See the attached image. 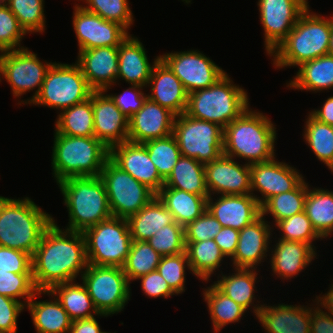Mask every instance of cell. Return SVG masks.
I'll return each mask as SVG.
<instances>
[{
    "instance_id": "d4e9b609",
    "label": "cell",
    "mask_w": 333,
    "mask_h": 333,
    "mask_svg": "<svg viewBox=\"0 0 333 333\" xmlns=\"http://www.w3.org/2000/svg\"><path fill=\"white\" fill-rule=\"evenodd\" d=\"M148 98L170 110L176 116L184 114L188 93L174 72L159 59L153 67L148 86Z\"/></svg>"
},
{
    "instance_id": "d6a6232c",
    "label": "cell",
    "mask_w": 333,
    "mask_h": 333,
    "mask_svg": "<svg viewBox=\"0 0 333 333\" xmlns=\"http://www.w3.org/2000/svg\"><path fill=\"white\" fill-rule=\"evenodd\" d=\"M172 213L176 223L185 227L207 210V198L184 190L162 187L156 194Z\"/></svg>"
},
{
    "instance_id": "d590c367",
    "label": "cell",
    "mask_w": 333,
    "mask_h": 333,
    "mask_svg": "<svg viewBox=\"0 0 333 333\" xmlns=\"http://www.w3.org/2000/svg\"><path fill=\"white\" fill-rule=\"evenodd\" d=\"M205 164L194 158L181 156L163 187H169L186 192L209 197L205 179Z\"/></svg>"
},
{
    "instance_id": "94428289",
    "label": "cell",
    "mask_w": 333,
    "mask_h": 333,
    "mask_svg": "<svg viewBox=\"0 0 333 333\" xmlns=\"http://www.w3.org/2000/svg\"><path fill=\"white\" fill-rule=\"evenodd\" d=\"M321 108H315L309 114L317 121L333 126V96L328 97Z\"/></svg>"
},
{
    "instance_id": "680465c9",
    "label": "cell",
    "mask_w": 333,
    "mask_h": 333,
    "mask_svg": "<svg viewBox=\"0 0 333 333\" xmlns=\"http://www.w3.org/2000/svg\"><path fill=\"white\" fill-rule=\"evenodd\" d=\"M239 239V230L231 227H222L220 232L215 236L214 240L219 246L221 252L226 258H231L237 248Z\"/></svg>"
},
{
    "instance_id": "91938a15",
    "label": "cell",
    "mask_w": 333,
    "mask_h": 333,
    "mask_svg": "<svg viewBox=\"0 0 333 333\" xmlns=\"http://www.w3.org/2000/svg\"><path fill=\"white\" fill-rule=\"evenodd\" d=\"M95 317L72 321L69 333H103Z\"/></svg>"
},
{
    "instance_id": "6125c7cd",
    "label": "cell",
    "mask_w": 333,
    "mask_h": 333,
    "mask_svg": "<svg viewBox=\"0 0 333 333\" xmlns=\"http://www.w3.org/2000/svg\"><path fill=\"white\" fill-rule=\"evenodd\" d=\"M314 300L317 306L333 316V283L329 286V289L325 294H320L319 296L316 295Z\"/></svg>"
},
{
    "instance_id": "7dc6e473",
    "label": "cell",
    "mask_w": 333,
    "mask_h": 333,
    "mask_svg": "<svg viewBox=\"0 0 333 333\" xmlns=\"http://www.w3.org/2000/svg\"><path fill=\"white\" fill-rule=\"evenodd\" d=\"M156 270L166 280L176 295L185 292L186 270H190L191 273L186 252L162 256Z\"/></svg>"
},
{
    "instance_id": "03108f58",
    "label": "cell",
    "mask_w": 333,
    "mask_h": 333,
    "mask_svg": "<svg viewBox=\"0 0 333 333\" xmlns=\"http://www.w3.org/2000/svg\"><path fill=\"white\" fill-rule=\"evenodd\" d=\"M7 3V0H0V5H4Z\"/></svg>"
},
{
    "instance_id": "11a10c76",
    "label": "cell",
    "mask_w": 333,
    "mask_h": 333,
    "mask_svg": "<svg viewBox=\"0 0 333 333\" xmlns=\"http://www.w3.org/2000/svg\"><path fill=\"white\" fill-rule=\"evenodd\" d=\"M25 309L23 302L0 295V333H17V319Z\"/></svg>"
},
{
    "instance_id": "30bf717a",
    "label": "cell",
    "mask_w": 333,
    "mask_h": 333,
    "mask_svg": "<svg viewBox=\"0 0 333 333\" xmlns=\"http://www.w3.org/2000/svg\"><path fill=\"white\" fill-rule=\"evenodd\" d=\"M80 279L99 313L118 314L132 296L122 267L88 264Z\"/></svg>"
},
{
    "instance_id": "ac0fdd59",
    "label": "cell",
    "mask_w": 333,
    "mask_h": 333,
    "mask_svg": "<svg viewBox=\"0 0 333 333\" xmlns=\"http://www.w3.org/2000/svg\"><path fill=\"white\" fill-rule=\"evenodd\" d=\"M244 163L242 165L225 154L212 162L205 163L209 196L251 194L250 164Z\"/></svg>"
},
{
    "instance_id": "1f68e13d",
    "label": "cell",
    "mask_w": 333,
    "mask_h": 333,
    "mask_svg": "<svg viewBox=\"0 0 333 333\" xmlns=\"http://www.w3.org/2000/svg\"><path fill=\"white\" fill-rule=\"evenodd\" d=\"M132 241H147L162 227L175 222L172 213L155 196L138 213L127 218Z\"/></svg>"
},
{
    "instance_id": "e575fe53",
    "label": "cell",
    "mask_w": 333,
    "mask_h": 333,
    "mask_svg": "<svg viewBox=\"0 0 333 333\" xmlns=\"http://www.w3.org/2000/svg\"><path fill=\"white\" fill-rule=\"evenodd\" d=\"M191 273L202 282H209L226 259L214 239L185 241Z\"/></svg>"
},
{
    "instance_id": "ba28073f",
    "label": "cell",
    "mask_w": 333,
    "mask_h": 333,
    "mask_svg": "<svg viewBox=\"0 0 333 333\" xmlns=\"http://www.w3.org/2000/svg\"><path fill=\"white\" fill-rule=\"evenodd\" d=\"M82 233L88 264L124 266L132 244L127 219L112 216Z\"/></svg>"
},
{
    "instance_id": "9c48e42d",
    "label": "cell",
    "mask_w": 333,
    "mask_h": 333,
    "mask_svg": "<svg viewBox=\"0 0 333 333\" xmlns=\"http://www.w3.org/2000/svg\"><path fill=\"white\" fill-rule=\"evenodd\" d=\"M92 92L76 62L66 64L55 61L46 73L39 94L29 105L47 106L61 112L86 101Z\"/></svg>"
},
{
    "instance_id": "ab89813d",
    "label": "cell",
    "mask_w": 333,
    "mask_h": 333,
    "mask_svg": "<svg viewBox=\"0 0 333 333\" xmlns=\"http://www.w3.org/2000/svg\"><path fill=\"white\" fill-rule=\"evenodd\" d=\"M308 182L305 179L293 190L269 198L261 206V215H272L274 225L286 218L304 211Z\"/></svg>"
},
{
    "instance_id": "681fc988",
    "label": "cell",
    "mask_w": 333,
    "mask_h": 333,
    "mask_svg": "<svg viewBox=\"0 0 333 333\" xmlns=\"http://www.w3.org/2000/svg\"><path fill=\"white\" fill-rule=\"evenodd\" d=\"M37 291L32 273L16 274L0 271V295L8 296L26 305Z\"/></svg>"
},
{
    "instance_id": "52a82bcc",
    "label": "cell",
    "mask_w": 333,
    "mask_h": 333,
    "mask_svg": "<svg viewBox=\"0 0 333 333\" xmlns=\"http://www.w3.org/2000/svg\"><path fill=\"white\" fill-rule=\"evenodd\" d=\"M247 93L225 73L212 86L189 93L185 113L224 129L250 107Z\"/></svg>"
},
{
    "instance_id": "db71d44e",
    "label": "cell",
    "mask_w": 333,
    "mask_h": 333,
    "mask_svg": "<svg viewBox=\"0 0 333 333\" xmlns=\"http://www.w3.org/2000/svg\"><path fill=\"white\" fill-rule=\"evenodd\" d=\"M0 271L16 274L32 273L31 255L27 252L0 246Z\"/></svg>"
},
{
    "instance_id": "f907efd6",
    "label": "cell",
    "mask_w": 333,
    "mask_h": 333,
    "mask_svg": "<svg viewBox=\"0 0 333 333\" xmlns=\"http://www.w3.org/2000/svg\"><path fill=\"white\" fill-rule=\"evenodd\" d=\"M26 34L8 6L0 5V48L4 52L24 48L21 41Z\"/></svg>"
},
{
    "instance_id": "f546056e",
    "label": "cell",
    "mask_w": 333,
    "mask_h": 333,
    "mask_svg": "<svg viewBox=\"0 0 333 333\" xmlns=\"http://www.w3.org/2000/svg\"><path fill=\"white\" fill-rule=\"evenodd\" d=\"M41 294L51 300H40ZM54 298V299H53ZM39 299V301H37ZM37 333H69L72 320L60 302L49 291H37L26 304Z\"/></svg>"
},
{
    "instance_id": "bcb514c9",
    "label": "cell",
    "mask_w": 333,
    "mask_h": 333,
    "mask_svg": "<svg viewBox=\"0 0 333 333\" xmlns=\"http://www.w3.org/2000/svg\"><path fill=\"white\" fill-rule=\"evenodd\" d=\"M274 227L280 230L278 239L304 242L310 244L315 250L313 242L318 239L323 240L312 227L311 221L304 211L278 221Z\"/></svg>"
},
{
    "instance_id": "484cf974",
    "label": "cell",
    "mask_w": 333,
    "mask_h": 333,
    "mask_svg": "<svg viewBox=\"0 0 333 333\" xmlns=\"http://www.w3.org/2000/svg\"><path fill=\"white\" fill-rule=\"evenodd\" d=\"M311 306L264 304L256 320L266 333H310Z\"/></svg>"
},
{
    "instance_id": "7402d4cb",
    "label": "cell",
    "mask_w": 333,
    "mask_h": 333,
    "mask_svg": "<svg viewBox=\"0 0 333 333\" xmlns=\"http://www.w3.org/2000/svg\"><path fill=\"white\" fill-rule=\"evenodd\" d=\"M76 63L93 91L108 92L116 84L118 47H97L78 51Z\"/></svg>"
},
{
    "instance_id": "277c9868",
    "label": "cell",
    "mask_w": 333,
    "mask_h": 333,
    "mask_svg": "<svg viewBox=\"0 0 333 333\" xmlns=\"http://www.w3.org/2000/svg\"><path fill=\"white\" fill-rule=\"evenodd\" d=\"M53 219L29 197L0 196V246L32 256Z\"/></svg>"
},
{
    "instance_id": "603a6c76",
    "label": "cell",
    "mask_w": 333,
    "mask_h": 333,
    "mask_svg": "<svg viewBox=\"0 0 333 333\" xmlns=\"http://www.w3.org/2000/svg\"><path fill=\"white\" fill-rule=\"evenodd\" d=\"M175 117L170 110L147 98L143 107L129 118L128 141L144 143L170 136Z\"/></svg>"
},
{
    "instance_id": "003e7915",
    "label": "cell",
    "mask_w": 333,
    "mask_h": 333,
    "mask_svg": "<svg viewBox=\"0 0 333 333\" xmlns=\"http://www.w3.org/2000/svg\"><path fill=\"white\" fill-rule=\"evenodd\" d=\"M182 2H184L185 4L187 3V5H189V3H191V0H182Z\"/></svg>"
},
{
    "instance_id": "74e56055",
    "label": "cell",
    "mask_w": 333,
    "mask_h": 333,
    "mask_svg": "<svg viewBox=\"0 0 333 333\" xmlns=\"http://www.w3.org/2000/svg\"><path fill=\"white\" fill-rule=\"evenodd\" d=\"M203 299L207 303L208 312L214 333H219L225 326L240 322L247 312L242 306L222 293L213 283L204 287Z\"/></svg>"
},
{
    "instance_id": "83f0119b",
    "label": "cell",
    "mask_w": 333,
    "mask_h": 333,
    "mask_svg": "<svg viewBox=\"0 0 333 333\" xmlns=\"http://www.w3.org/2000/svg\"><path fill=\"white\" fill-rule=\"evenodd\" d=\"M143 43L129 34L118 47V74L116 82L124 80L129 85L148 86L154 65L160 59L156 56L152 63L146 55Z\"/></svg>"
},
{
    "instance_id": "836d02e7",
    "label": "cell",
    "mask_w": 333,
    "mask_h": 333,
    "mask_svg": "<svg viewBox=\"0 0 333 333\" xmlns=\"http://www.w3.org/2000/svg\"><path fill=\"white\" fill-rule=\"evenodd\" d=\"M49 292L60 302L72 321L109 316L98 312L82 282L81 284L76 281L58 284L53 286Z\"/></svg>"
},
{
    "instance_id": "60d3db41",
    "label": "cell",
    "mask_w": 333,
    "mask_h": 333,
    "mask_svg": "<svg viewBox=\"0 0 333 333\" xmlns=\"http://www.w3.org/2000/svg\"><path fill=\"white\" fill-rule=\"evenodd\" d=\"M305 120L302 135L305 143L333 173V126L317 121L309 113Z\"/></svg>"
},
{
    "instance_id": "c3c4849f",
    "label": "cell",
    "mask_w": 333,
    "mask_h": 333,
    "mask_svg": "<svg viewBox=\"0 0 333 333\" xmlns=\"http://www.w3.org/2000/svg\"><path fill=\"white\" fill-rule=\"evenodd\" d=\"M147 242L161 256L186 252L184 227L176 222L162 227Z\"/></svg>"
},
{
    "instance_id": "ffe728a7",
    "label": "cell",
    "mask_w": 333,
    "mask_h": 333,
    "mask_svg": "<svg viewBox=\"0 0 333 333\" xmlns=\"http://www.w3.org/2000/svg\"><path fill=\"white\" fill-rule=\"evenodd\" d=\"M110 159L155 194L164 186V180L158 174L143 143L126 141L116 144L110 148Z\"/></svg>"
},
{
    "instance_id": "9f6ffc18",
    "label": "cell",
    "mask_w": 333,
    "mask_h": 333,
    "mask_svg": "<svg viewBox=\"0 0 333 333\" xmlns=\"http://www.w3.org/2000/svg\"><path fill=\"white\" fill-rule=\"evenodd\" d=\"M137 280H140L141 289L149 298L162 297L166 299L172 298L176 294L157 270L140 276Z\"/></svg>"
},
{
    "instance_id": "f1b7e54d",
    "label": "cell",
    "mask_w": 333,
    "mask_h": 333,
    "mask_svg": "<svg viewBox=\"0 0 333 333\" xmlns=\"http://www.w3.org/2000/svg\"><path fill=\"white\" fill-rule=\"evenodd\" d=\"M235 271L224 275L218 274V280L213 284L227 297L231 298L234 302L242 306L246 311L253 310V315L257 317L259 310L263 307L264 303L257 300L255 297L256 286L255 283L259 282L258 269L255 268H233ZM220 278V279H219ZM256 302V304H254ZM258 303V304H257ZM260 303V304H259Z\"/></svg>"
},
{
    "instance_id": "4dcf8cb0",
    "label": "cell",
    "mask_w": 333,
    "mask_h": 333,
    "mask_svg": "<svg viewBox=\"0 0 333 333\" xmlns=\"http://www.w3.org/2000/svg\"><path fill=\"white\" fill-rule=\"evenodd\" d=\"M286 87L314 93L333 90V56L327 54L302 63Z\"/></svg>"
},
{
    "instance_id": "6da1fadb",
    "label": "cell",
    "mask_w": 333,
    "mask_h": 333,
    "mask_svg": "<svg viewBox=\"0 0 333 333\" xmlns=\"http://www.w3.org/2000/svg\"><path fill=\"white\" fill-rule=\"evenodd\" d=\"M31 263L33 281L39 291L77 281L88 265L83 233L62 230L53 219L31 256Z\"/></svg>"
},
{
    "instance_id": "8fae6325",
    "label": "cell",
    "mask_w": 333,
    "mask_h": 333,
    "mask_svg": "<svg viewBox=\"0 0 333 333\" xmlns=\"http://www.w3.org/2000/svg\"><path fill=\"white\" fill-rule=\"evenodd\" d=\"M224 129L218 124L192 118L186 113L175 117L173 135L181 156L201 163L212 162L223 154Z\"/></svg>"
},
{
    "instance_id": "cb8c5ba5",
    "label": "cell",
    "mask_w": 333,
    "mask_h": 333,
    "mask_svg": "<svg viewBox=\"0 0 333 333\" xmlns=\"http://www.w3.org/2000/svg\"><path fill=\"white\" fill-rule=\"evenodd\" d=\"M207 210L222 227L239 231L261 216V205L252 194L218 195L217 199L209 196Z\"/></svg>"
},
{
    "instance_id": "f6af8a7d",
    "label": "cell",
    "mask_w": 333,
    "mask_h": 333,
    "mask_svg": "<svg viewBox=\"0 0 333 333\" xmlns=\"http://www.w3.org/2000/svg\"><path fill=\"white\" fill-rule=\"evenodd\" d=\"M85 5H81L88 12L99 15L105 20L119 23L127 31L134 23V15L131 11L128 0H78ZM130 28V29H129Z\"/></svg>"
},
{
    "instance_id": "9a60e30c",
    "label": "cell",
    "mask_w": 333,
    "mask_h": 333,
    "mask_svg": "<svg viewBox=\"0 0 333 333\" xmlns=\"http://www.w3.org/2000/svg\"><path fill=\"white\" fill-rule=\"evenodd\" d=\"M259 19L264 29V47L269 56L287 37L309 7L308 0H258Z\"/></svg>"
},
{
    "instance_id": "3957f363",
    "label": "cell",
    "mask_w": 333,
    "mask_h": 333,
    "mask_svg": "<svg viewBox=\"0 0 333 333\" xmlns=\"http://www.w3.org/2000/svg\"><path fill=\"white\" fill-rule=\"evenodd\" d=\"M311 11L309 6L287 37L269 55L273 57L272 65L276 69L298 67L328 54L333 15L328 18Z\"/></svg>"
},
{
    "instance_id": "7bdbcfd3",
    "label": "cell",
    "mask_w": 333,
    "mask_h": 333,
    "mask_svg": "<svg viewBox=\"0 0 333 333\" xmlns=\"http://www.w3.org/2000/svg\"><path fill=\"white\" fill-rule=\"evenodd\" d=\"M143 144L148 151L149 158L156 166L158 174L165 181L181 157L175 136L171 134L165 138L146 141Z\"/></svg>"
},
{
    "instance_id": "7c38bea8",
    "label": "cell",
    "mask_w": 333,
    "mask_h": 333,
    "mask_svg": "<svg viewBox=\"0 0 333 333\" xmlns=\"http://www.w3.org/2000/svg\"><path fill=\"white\" fill-rule=\"evenodd\" d=\"M100 178L103 180L113 217L125 218L138 213L156 194L118 167L110 158Z\"/></svg>"
},
{
    "instance_id": "8d00e7d4",
    "label": "cell",
    "mask_w": 333,
    "mask_h": 333,
    "mask_svg": "<svg viewBox=\"0 0 333 333\" xmlns=\"http://www.w3.org/2000/svg\"><path fill=\"white\" fill-rule=\"evenodd\" d=\"M308 185L304 212L317 234L326 239L333 234V191Z\"/></svg>"
},
{
    "instance_id": "816d5d0a",
    "label": "cell",
    "mask_w": 333,
    "mask_h": 333,
    "mask_svg": "<svg viewBox=\"0 0 333 333\" xmlns=\"http://www.w3.org/2000/svg\"><path fill=\"white\" fill-rule=\"evenodd\" d=\"M222 225L206 210L201 216L184 227L185 241H206L214 239Z\"/></svg>"
},
{
    "instance_id": "6f0895ef",
    "label": "cell",
    "mask_w": 333,
    "mask_h": 333,
    "mask_svg": "<svg viewBox=\"0 0 333 333\" xmlns=\"http://www.w3.org/2000/svg\"><path fill=\"white\" fill-rule=\"evenodd\" d=\"M311 307L310 333H333V316L316 305ZM314 305V306H313Z\"/></svg>"
},
{
    "instance_id": "be15d7a7",
    "label": "cell",
    "mask_w": 333,
    "mask_h": 333,
    "mask_svg": "<svg viewBox=\"0 0 333 333\" xmlns=\"http://www.w3.org/2000/svg\"><path fill=\"white\" fill-rule=\"evenodd\" d=\"M328 54L333 56V30L330 35Z\"/></svg>"
},
{
    "instance_id": "4fadbf2b",
    "label": "cell",
    "mask_w": 333,
    "mask_h": 333,
    "mask_svg": "<svg viewBox=\"0 0 333 333\" xmlns=\"http://www.w3.org/2000/svg\"><path fill=\"white\" fill-rule=\"evenodd\" d=\"M53 62L41 61L37 54L24 47L18 50L5 51L2 57L0 82L10 85L14 98H20L30 91H35L27 100H19L20 104H30L39 94L48 69ZM36 89V90H35Z\"/></svg>"
},
{
    "instance_id": "ee69618b",
    "label": "cell",
    "mask_w": 333,
    "mask_h": 333,
    "mask_svg": "<svg viewBox=\"0 0 333 333\" xmlns=\"http://www.w3.org/2000/svg\"><path fill=\"white\" fill-rule=\"evenodd\" d=\"M44 2V0H7L6 5L27 34H42L46 30Z\"/></svg>"
},
{
    "instance_id": "b9f144b4",
    "label": "cell",
    "mask_w": 333,
    "mask_h": 333,
    "mask_svg": "<svg viewBox=\"0 0 333 333\" xmlns=\"http://www.w3.org/2000/svg\"><path fill=\"white\" fill-rule=\"evenodd\" d=\"M161 257L147 241H132L126 262L122 267L128 281L132 283L140 276L155 271Z\"/></svg>"
},
{
    "instance_id": "8992f818",
    "label": "cell",
    "mask_w": 333,
    "mask_h": 333,
    "mask_svg": "<svg viewBox=\"0 0 333 333\" xmlns=\"http://www.w3.org/2000/svg\"><path fill=\"white\" fill-rule=\"evenodd\" d=\"M68 211L66 230L85 229L112 217L100 176L70 177L57 183Z\"/></svg>"
},
{
    "instance_id": "7a4b0ae2",
    "label": "cell",
    "mask_w": 333,
    "mask_h": 333,
    "mask_svg": "<svg viewBox=\"0 0 333 333\" xmlns=\"http://www.w3.org/2000/svg\"><path fill=\"white\" fill-rule=\"evenodd\" d=\"M275 126L267 115L248 107L224 128L223 154L243 159L250 165L274 159Z\"/></svg>"
},
{
    "instance_id": "f5cc1de1",
    "label": "cell",
    "mask_w": 333,
    "mask_h": 333,
    "mask_svg": "<svg viewBox=\"0 0 333 333\" xmlns=\"http://www.w3.org/2000/svg\"><path fill=\"white\" fill-rule=\"evenodd\" d=\"M143 89H145V87L131 85V87L125 89L123 93L108 95L122 113L130 118L143 107L144 102L148 98V94L144 93Z\"/></svg>"
},
{
    "instance_id": "e0dca14e",
    "label": "cell",
    "mask_w": 333,
    "mask_h": 333,
    "mask_svg": "<svg viewBox=\"0 0 333 333\" xmlns=\"http://www.w3.org/2000/svg\"><path fill=\"white\" fill-rule=\"evenodd\" d=\"M251 194L262 206L269 198L295 189L304 177L294 166L280 162L276 157L267 162L250 165ZM260 192L261 197L254 192Z\"/></svg>"
},
{
    "instance_id": "4316f807",
    "label": "cell",
    "mask_w": 333,
    "mask_h": 333,
    "mask_svg": "<svg viewBox=\"0 0 333 333\" xmlns=\"http://www.w3.org/2000/svg\"><path fill=\"white\" fill-rule=\"evenodd\" d=\"M269 254L271 271L280 279L290 280L305 271L311 261L318 259L317 250L310 244L299 241L275 240Z\"/></svg>"
},
{
    "instance_id": "f35d334b",
    "label": "cell",
    "mask_w": 333,
    "mask_h": 333,
    "mask_svg": "<svg viewBox=\"0 0 333 333\" xmlns=\"http://www.w3.org/2000/svg\"><path fill=\"white\" fill-rule=\"evenodd\" d=\"M54 126L57 133L67 136H95L92 93L86 101L59 112Z\"/></svg>"
},
{
    "instance_id": "e7e4bbea",
    "label": "cell",
    "mask_w": 333,
    "mask_h": 333,
    "mask_svg": "<svg viewBox=\"0 0 333 333\" xmlns=\"http://www.w3.org/2000/svg\"><path fill=\"white\" fill-rule=\"evenodd\" d=\"M3 54H4V51L0 48V72H1V63H2Z\"/></svg>"
},
{
    "instance_id": "5bb4252c",
    "label": "cell",
    "mask_w": 333,
    "mask_h": 333,
    "mask_svg": "<svg viewBox=\"0 0 333 333\" xmlns=\"http://www.w3.org/2000/svg\"><path fill=\"white\" fill-rule=\"evenodd\" d=\"M159 56L178 77L188 94L212 86L226 73L197 49L172 51Z\"/></svg>"
},
{
    "instance_id": "5b68a950",
    "label": "cell",
    "mask_w": 333,
    "mask_h": 333,
    "mask_svg": "<svg viewBox=\"0 0 333 333\" xmlns=\"http://www.w3.org/2000/svg\"><path fill=\"white\" fill-rule=\"evenodd\" d=\"M52 175L59 183L70 177L100 176L110 149L95 136H67L54 130Z\"/></svg>"
},
{
    "instance_id": "44dd1931",
    "label": "cell",
    "mask_w": 333,
    "mask_h": 333,
    "mask_svg": "<svg viewBox=\"0 0 333 333\" xmlns=\"http://www.w3.org/2000/svg\"><path fill=\"white\" fill-rule=\"evenodd\" d=\"M95 137L109 149L128 141L129 118L105 91L92 92Z\"/></svg>"
},
{
    "instance_id": "2e32d148",
    "label": "cell",
    "mask_w": 333,
    "mask_h": 333,
    "mask_svg": "<svg viewBox=\"0 0 333 333\" xmlns=\"http://www.w3.org/2000/svg\"><path fill=\"white\" fill-rule=\"evenodd\" d=\"M73 10L72 25L79 51L97 47H119L130 34L119 23L88 12L78 3Z\"/></svg>"
},
{
    "instance_id": "d6986e66",
    "label": "cell",
    "mask_w": 333,
    "mask_h": 333,
    "mask_svg": "<svg viewBox=\"0 0 333 333\" xmlns=\"http://www.w3.org/2000/svg\"><path fill=\"white\" fill-rule=\"evenodd\" d=\"M262 215L253 223L239 231V239L236 251L230 258L233 268H255L269 256L270 244L274 237L273 224ZM273 229V230H272Z\"/></svg>"
}]
</instances>
